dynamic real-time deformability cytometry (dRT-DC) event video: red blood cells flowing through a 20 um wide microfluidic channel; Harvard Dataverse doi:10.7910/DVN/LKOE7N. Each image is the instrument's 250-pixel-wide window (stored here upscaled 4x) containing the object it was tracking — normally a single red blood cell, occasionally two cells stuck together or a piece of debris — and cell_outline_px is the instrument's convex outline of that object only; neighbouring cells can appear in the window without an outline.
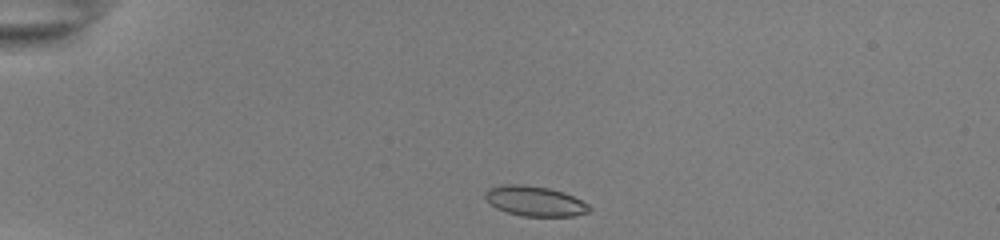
{"species": "common noctule bat (a hibernating species)", "species_latin": "Nyctalus noctula", "temperature_condition": "room temperature", "stored_images_in_passage": 41, "camera_frame_rate_fps": 3000, "um_per_image_px": 0.085, "animal": {"sex": "female", "body_mass_g": 22.0, "forearm_length_mm": 56.7}, "frame": {"image": 1, "passage_image": 1, "time_ms": 0.0, "image_size_px": [1000, 240], "cell_outline_px": [[592, 208], [588, 212], [572, 216], [520, 216], [496, 208], [484, 196], [484, 192], [488, 188], [504, 184], [524, 184], [548, 188], [564, 192], [588, 204]], "centroid_in_image_um": [45.45, 17.09], "position_along_channel_um": 39.6, "area_um2": 18.15}}
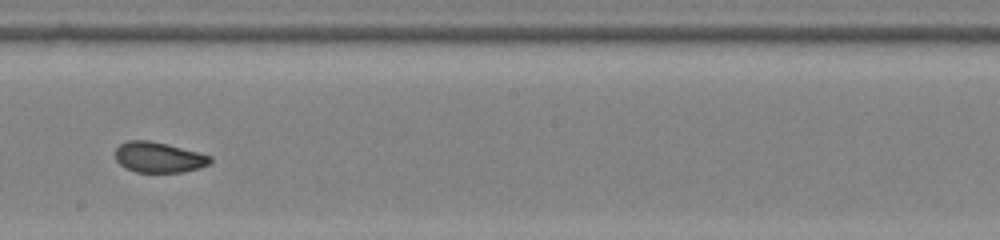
{"frame": {"image": 2, "passage_image": 20, "time_ms": 6.333, "image_size_px": [1000, 240], "cell_outline_px": [[212, 160], [208, 164], [200, 168], [184, 172], [136, 172], [124, 168], [116, 160], [116, 148], [120, 144], [128, 140], [148, 140], [168, 144], [200, 152], [212, 156]], "centroid_in_image_um": [13.51, 13.37], "position_along_channel_um": 234.7, "area_um2": 17.05}}
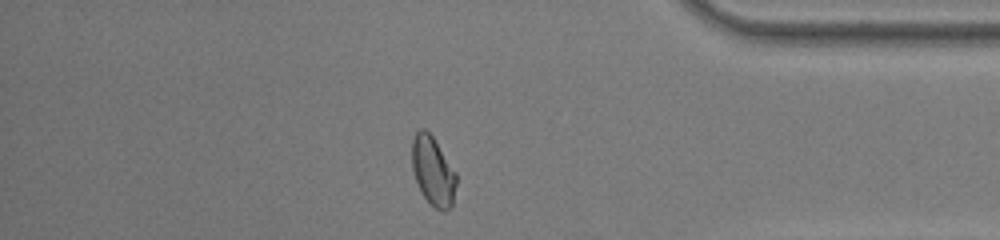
{"frame": {"image": 3, "passage_image": 34, "time_ms": 11.0, "image_size_px": [1000, 240], "cell_outline_px": [[456, 184], [452, 204], [444, 212], [436, 208], [420, 192], [412, 168], [412, 140], [416, 132], [420, 128], [424, 128], [432, 136], [456, 172]], "centroid_in_image_um": [36.79, 14.53], "position_along_channel_um": 398.4, "area_um2": 17.57}, "authors_computed_cell_mechanics": {"area_um2": 17.5712, "velocity_mm_per_s": 3.8943, "shape_relaxation_time_tau1_ms": 6.5957, "shape_relaxation_time_tau2_ms": 1.0559, "deformation_change_tau1": 0.1847, "deformation_change_tau2": 0.0556}}